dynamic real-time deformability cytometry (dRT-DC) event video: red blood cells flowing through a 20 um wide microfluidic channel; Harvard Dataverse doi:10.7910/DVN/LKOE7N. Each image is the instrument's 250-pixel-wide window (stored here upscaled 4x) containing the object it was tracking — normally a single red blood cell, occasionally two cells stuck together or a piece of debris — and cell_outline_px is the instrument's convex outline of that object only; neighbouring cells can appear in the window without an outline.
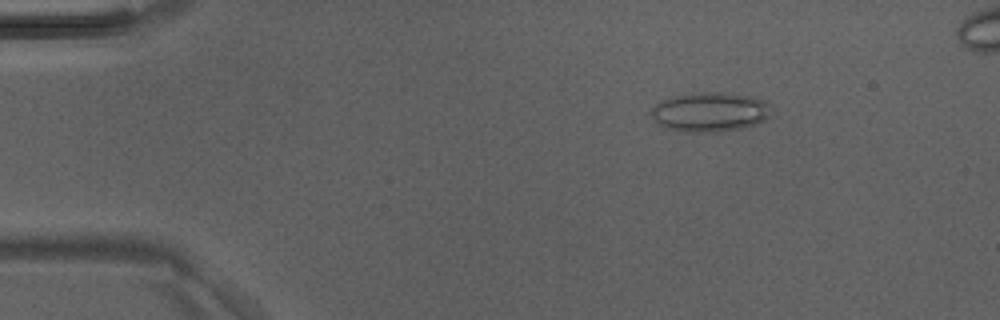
{"species": "Egyptian fruit bat (a non-hibernating species)", "species_latin": "Rousettus aegyptiacus", "temperature_condition": "room temperature", "stored_images_in_passage": 47, "camera_frame_rate_fps": 3000, "um_per_image_px": 0.085, "animal": {"sex": "male"}, "frame": {"image": 1, "passage_image": 8, "time_ms": 2.333, "image_size_px": [1000, 320], "cell_outline_px": [[772, 116], [756, 124], [744, 128], [716, 132], [680, 132], [664, 128], [656, 124], [652, 116], [652, 108], [660, 100], [676, 96], [700, 92], [720, 92], [752, 96], [764, 100], [768, 104]], "centroid_in_image_um": [60.34, 9.53], "position_along_channel_um": 24.7, "area_um2": 27.92}}
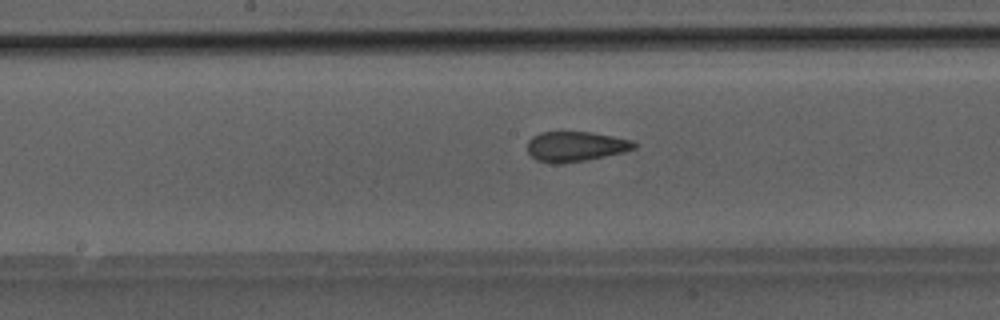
{"frame": {"image": 2, "passage_image": 25, "time_ms": 8.0, "image_size_px": [1000, 320], "cell_outline_px": [[636, 148], [624, 152], [564, 164], [552, 164], [536, 160], [528, 152], [528, 140], [532, 136], [540, 132], [588, 132], [612, 136], [632, 140], [636, 144]], "centroid_in_image_um": [48.89, 12.45], "position_along_channel_um": 199.3, "area_um2": 18.67}}
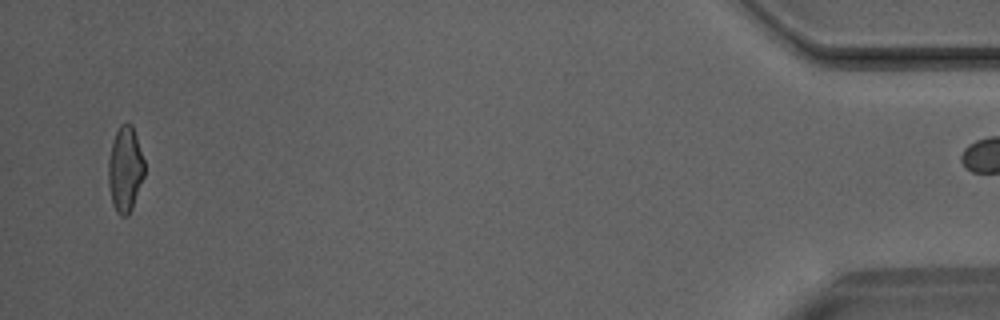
{"frame": {"image": 3, "passage_image": 46, "time_ms": 15.0, "image_size_px": [1000, 320], "cell_outline_px": [[144, 176], [132, 208], [128, 216], [120, 216], [116, 212], [112, 204], [108, 184], [108, 160], [112, 144], [116, 132], [120, 124], [132, 124], [144, 160]], "centroid_in_image_um": [10.63, 14.42], "position_along_channel_um": 424.6, "area_um2": 17.92}}